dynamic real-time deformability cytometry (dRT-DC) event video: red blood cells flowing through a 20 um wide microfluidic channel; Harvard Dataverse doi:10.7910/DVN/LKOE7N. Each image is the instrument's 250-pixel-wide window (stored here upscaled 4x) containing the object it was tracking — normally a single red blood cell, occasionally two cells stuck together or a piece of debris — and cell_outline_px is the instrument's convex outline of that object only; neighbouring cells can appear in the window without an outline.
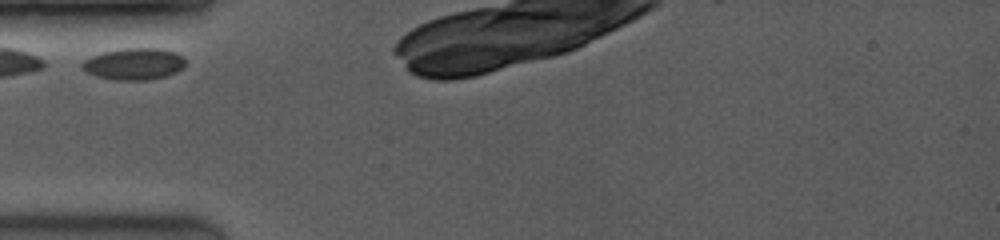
{"species": "common noctule bat (a hibernating species)", "species_latin": "Nyctalus noctula", "temperature_condition": "room temperature", "stored_images_in_passage": 8, "camera_frame_rate_fps": 3500, "um_per_image_px": 0.085, "animal": {"sex": "female", "body_mass_g": 19.0, "forearm_length_mm": 53.3}, "frame": {"image": 1, "passage_image": 1, "time_ms": 0.0, "image_size_px": [1000, 240], "cell_outline_px": [[184, 68], [176, 72], [164, 76], [148, 80], [112, 80], [96, 76], [80, 68], [80, 64], [84, 60], [92, 56], [104, 52], [124, 48], [160, 48], [176, 52], [184, 56]], "centroid_in_image_um": [11.39, 5.43], "position_along_channel_um": 73.6, "area_um2": 19.19}}